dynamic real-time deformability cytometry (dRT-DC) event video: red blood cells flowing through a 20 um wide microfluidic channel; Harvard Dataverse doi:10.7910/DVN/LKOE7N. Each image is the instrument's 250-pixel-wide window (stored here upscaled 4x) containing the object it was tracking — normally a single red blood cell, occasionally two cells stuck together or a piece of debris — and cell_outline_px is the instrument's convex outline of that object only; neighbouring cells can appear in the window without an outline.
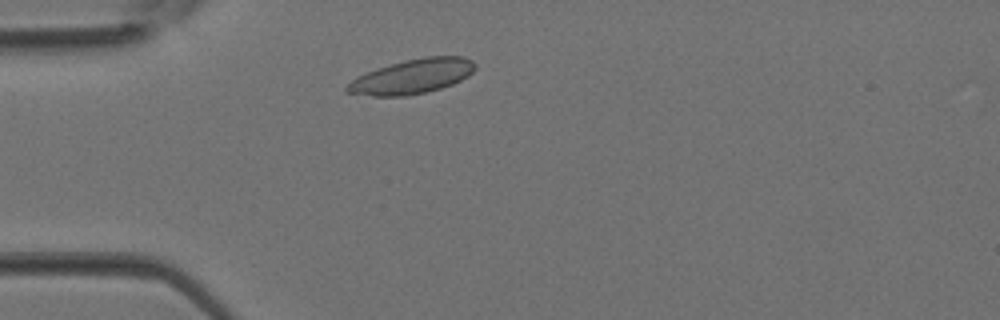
{"species": "Egyptian fruit bat (a non-hibernating species)", "species_latin": "Rousettus aegyptiacus", "temperature_condition": "room temperature", "stored_images_in_passage": 1, "camera_frame_rate_fps": 3000, "um_per_image_px": 0.085, "animal": {"sex": "female"}, "frame": {"image": 1, "passage_image": 1, "time_ms": 0.0, "image_size_px": [1000, 320], "cell_outline_px": [[476, 68], [468, 76], [452, 84], [440, 88], [408, 96], [372, 96], [344, 92], [344, 88], [356, 76], [376, 68], [404, 60], [424, 56], [460, 56], [472, 60], [476, 64]], "centroid_in_image_um": [35.01, 6.49], "position_along_channel_um": 50.0, "area_um2": 25.89}}